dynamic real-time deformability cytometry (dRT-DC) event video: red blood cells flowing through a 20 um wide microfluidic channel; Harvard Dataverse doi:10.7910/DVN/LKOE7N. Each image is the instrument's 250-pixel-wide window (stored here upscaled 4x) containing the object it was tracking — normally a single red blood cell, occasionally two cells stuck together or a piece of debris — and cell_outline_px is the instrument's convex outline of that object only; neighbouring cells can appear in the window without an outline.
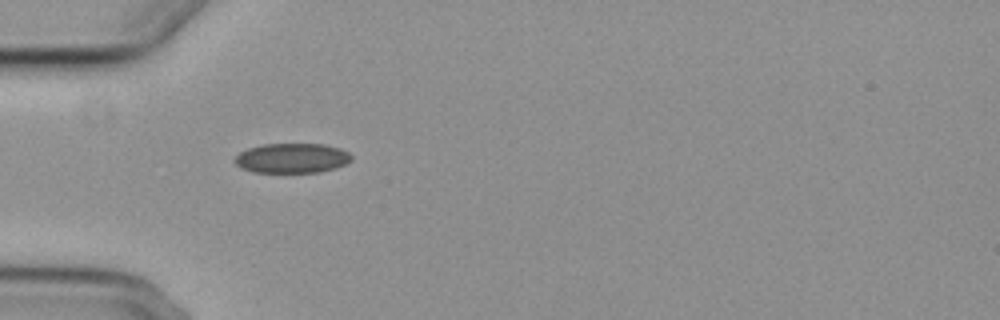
{"species": "common noctule bat (a hibernating species)", "species_latin": "Nyctalus noctula", "temperature_condition": "cold", "stored_images_in_passage": 7, "camera_frame_rate_fps": 3000, "um_per_image_px": 0.085, "animal": {"sex": "female", "body_mass_g": 29.2, "forearm_length_mm": 56.3}, "frame": {"image": 1, "passage_image": 1, "time_ms": 0.0, "image_size_px": [1000, 320], "cell_outline_px": [[352, 160], [336, 168], [320, 172], [252, 172], [240, 168], [232, 160], [240, 152], [248, 148], [264, 144], [324, 144], [340, 148], [348, 152], [352, 156]], "centroid_in_image_um": [24.8, 13.44], "position_along_channel_um": 60.2, "area_um2": 20.35}}
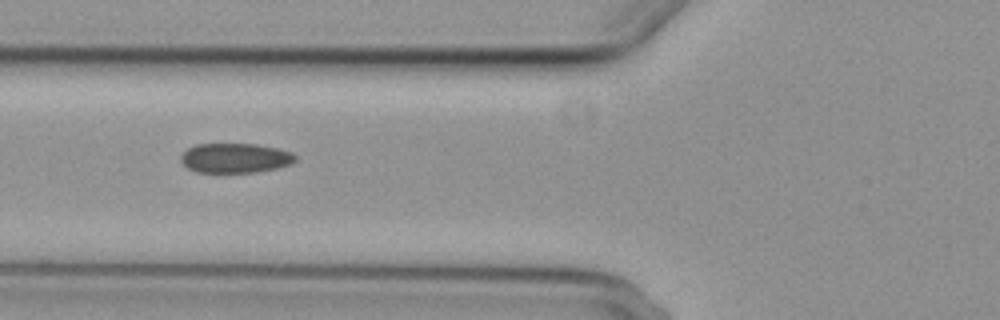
{"frame": {"image": 2, "passage_image": 2, "time_ms": 1.333, "image_size_px": [1000, 320], "cell_outline_px": [[296, 160], [292, 164], [276, 168], [256, 172], [196, 172], [188, 168], [180, 160], [180, 156], [188, 148], [196, 144], [256, 144], [280, 148], [292, 152], [296, 156]], "centroid_in_image_um": [20.02, 13.43], "position_along_channel_um": 105.8, "area_um2": 19.88}}